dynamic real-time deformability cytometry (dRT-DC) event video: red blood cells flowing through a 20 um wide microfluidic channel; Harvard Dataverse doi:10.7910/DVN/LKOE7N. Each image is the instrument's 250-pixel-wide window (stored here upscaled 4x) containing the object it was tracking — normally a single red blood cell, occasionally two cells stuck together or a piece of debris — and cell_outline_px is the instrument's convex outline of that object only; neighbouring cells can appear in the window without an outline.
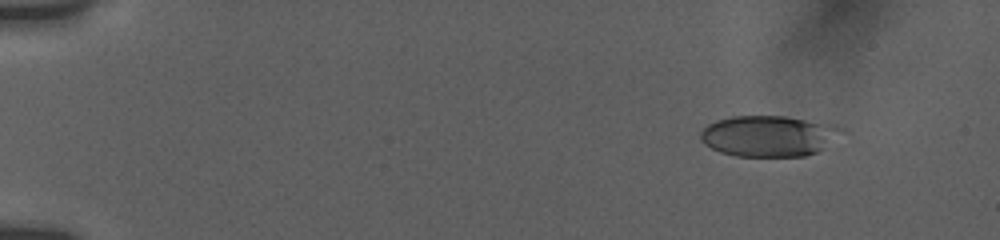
{"species": "human", "species_latin": "Homo sapiens", "temperature_condition": "room temperature", "stored_images_in_passage": 12, "camera_frame_rate_fps": 3000, "um_per_image_px": 0.085, "donor": {"sex": "female"}, "frame": {"image": 1, "passage_image": 4, "time_ms": 1.667, "image_size_px": [1000, 240], "cell_outline_px": [[844, 132], [816, 152], [804, 156], [736, 156], [720, 152], [704, 144], [700, 140], [700, 132], [708, 124], [716, 120], [732, 116], [784, 116], [836, 124], [844, 128]], "centroid_in_image_um": [65.33, 11.54], "position_along_channel_um": 19.7, "area_um2": 33.7}}
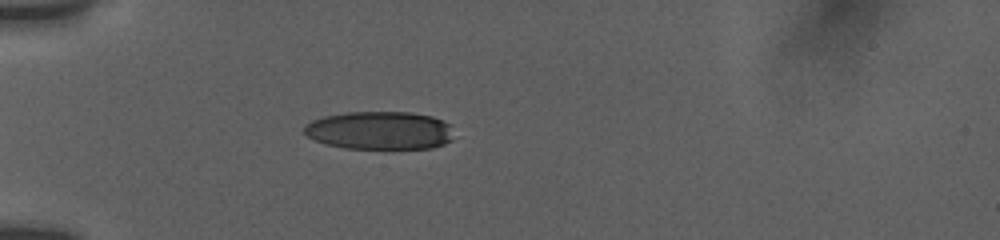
{"frame": {"image": 2, "passage_image": 10, "time_ms": 5.333, "image_size_px": [1000, 240], "cell_outline_px": [[452, 140], [444, 144], [432, 148], [344, 148], [324, 144], [308, 136], [304, 132], [304, 128], [312, 120], [324, 116], [348, 112], [412, 112], [432, 116], [444, 120], [452, 124]], "centroid_in_image_um": [32.33, 11.08], "position_along_channel_um": 52.7, "area_um2": 33.41}}